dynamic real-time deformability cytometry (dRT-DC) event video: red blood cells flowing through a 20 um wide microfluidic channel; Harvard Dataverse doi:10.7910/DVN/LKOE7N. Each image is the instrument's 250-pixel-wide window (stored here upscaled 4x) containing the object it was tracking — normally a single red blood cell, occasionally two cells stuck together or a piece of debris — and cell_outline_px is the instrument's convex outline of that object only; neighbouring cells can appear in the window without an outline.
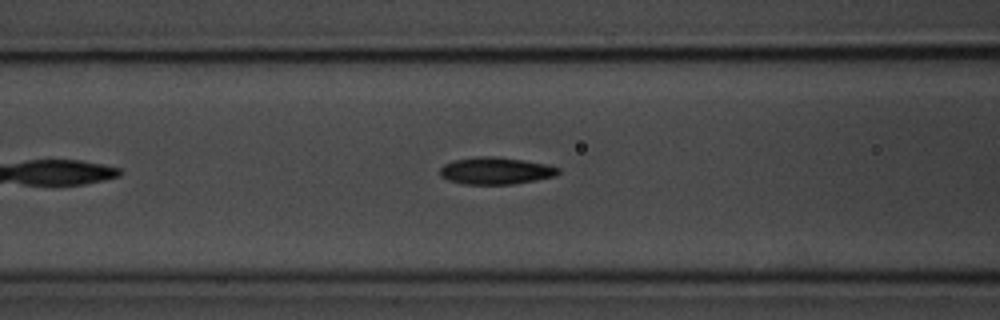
{"species": "common noctule bat (a hibernating species)", "species_latin": "Nyctalus noctula", "temperature_condition": "room temperature", "stored_images_in_passage": 29, "camera_frame_rate_fps": 3000, "um_per_image_px": 0.085, "animal": {"sex": "male", "body_mass_g": 20.1, "forearm_length_mm": 53.5}, "frame": {"image": 1, "passage_image": 11, "time_ms": 3.333, "image_size_px": [1000, 320], "cell_outline_px": [[560, 172], [556, 176], [536, 180], [512, 184], [464, 184], [448, 180], [440, 176], [440, 168], [444, 164], [452, 160], [472, 156], [496, 156], [524, 160], [548, 164], [560, 168]], "centroid_in_image_um": [42.13, 14.5], "position_along_channel_um": 124.5, "area_um2": 18.96}}
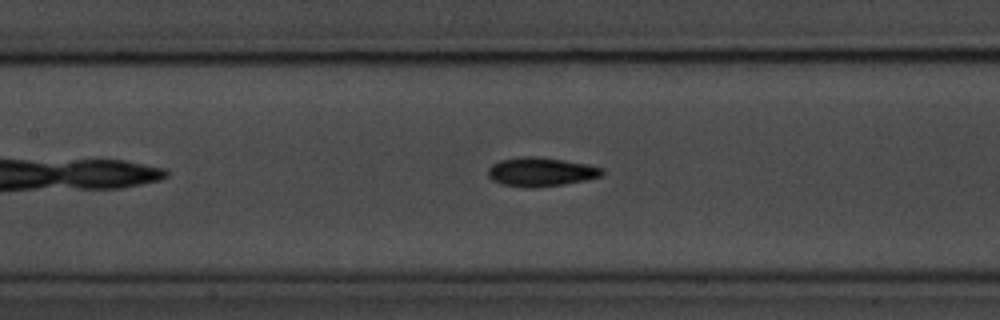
{"frame": {"image": 2, "passage_image": 14, "time_ms": 4.333, "image_size_px": [1000, 320], "cell_outline_px": [[604, 172], [600, 176], [584, 180], [564, 184], [536, 188], [528, 188], [504, 184], [492, 180], [488, 176], [488, 168], [492, 164], [500, 160], [520, 156], [536, 156], [564, 160], [588, 164], [604, 168]], "centroid_in_image_um": [45.96, 14.6], "position_along_channel_um": 161.4, "area_um2": 19.31}}
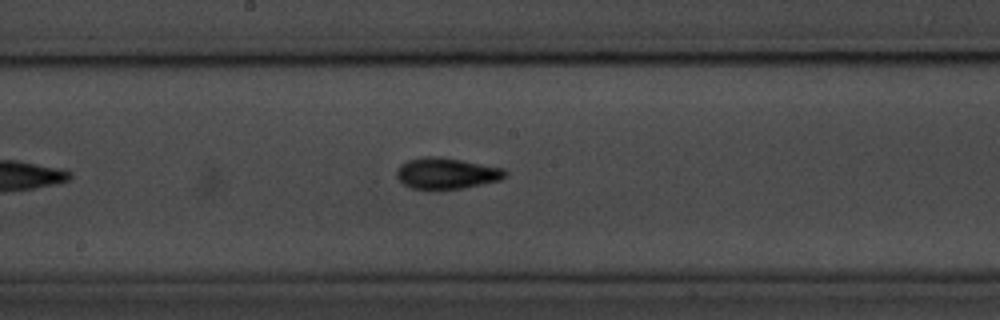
{"frame": {"image": 3, "passage_image": 18, "time_ms": 5.667, "image_size_px": [1000, 320], "cell_outline_px": [[508, 176], [500, 180], [460, 188], [412, 188], [404, 184], [396, 176], [396, 168], [400, 164], [408, 160], [424, 156], [440, 156], [504, 168], [508, 172]], "centroid_in_image_um": [37.96, 14.7], "position_along_channel_um": 210.2, "area_um2": 19.54}}